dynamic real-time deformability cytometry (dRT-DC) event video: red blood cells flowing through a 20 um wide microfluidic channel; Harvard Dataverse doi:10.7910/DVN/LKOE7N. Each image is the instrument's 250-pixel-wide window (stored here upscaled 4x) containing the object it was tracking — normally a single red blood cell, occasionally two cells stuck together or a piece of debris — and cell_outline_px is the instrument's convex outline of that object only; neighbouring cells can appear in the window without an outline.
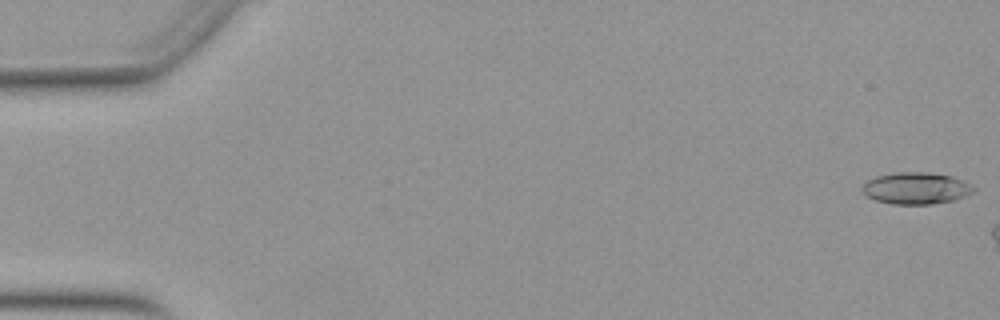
{"species": "Egyptian fruit bat (a non-hibernating species)", "species_latin": "Rousettus aegyptiacus", "temperature_condition": "warm", "stored_images_in_passage": 6, "camera_frame_rate_fps": 3000, "um_per_image_px": 0.085, "animal": {"sex": "female"}, "frame": {"image": 1, "passage_image": 1, "time_ms": 0.0, "image_size_px": [1000, 320], "cell_outline_px": [[976, 188], [972, 192], [964, 196], [952, 200], [932, 204], [892, 204], [876, 200], [868, 196], [860, 188], [868, 180], [876, 176], [896, 172], [928, 172], [952, 176]], "centroid_in_image_um": [77.83, 15.99], "position_along_channel_um": 7.2, "area_um2": 20.35}}